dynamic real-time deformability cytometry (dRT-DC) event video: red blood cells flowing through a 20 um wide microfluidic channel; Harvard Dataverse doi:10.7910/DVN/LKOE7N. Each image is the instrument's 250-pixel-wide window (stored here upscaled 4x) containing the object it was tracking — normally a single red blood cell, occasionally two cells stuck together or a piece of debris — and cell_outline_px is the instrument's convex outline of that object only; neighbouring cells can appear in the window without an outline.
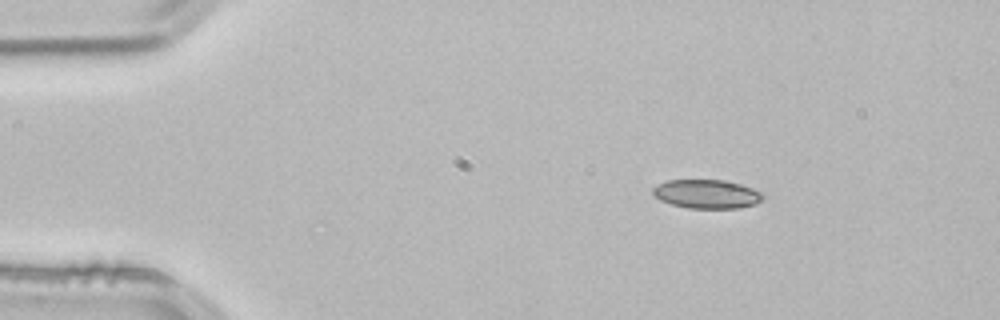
{"species": "common noctule bat (a hibernating species)", "species_latin": "Nyctalus noctula", "temperature_condition": "room temperature", "stored_images_in_passage": 46, "camera_frame_rate_fps": 3000, "um_per_image_px": 0.085, "animal": {"sex": "male", "body_mass_g": 21.5, "forearm_length_mm": 52.0}, "frame": {"image": 1, "passage_image": 1, "time_ms": 0.0, "image_size_px": [1000, 320], "cell_outline_px": [[764, 196], [756, 204], [740, 208], [688, 208], [672, 204], [660, 200], [652, 196], [652, 188], [656, 184], [668, 180], [720, 180], [740, 184], [764, 192]], "centroid_in_image_um": [60.05, 16.49], "position_along_channel_um": 24.9, "area_um2": 18.61}}
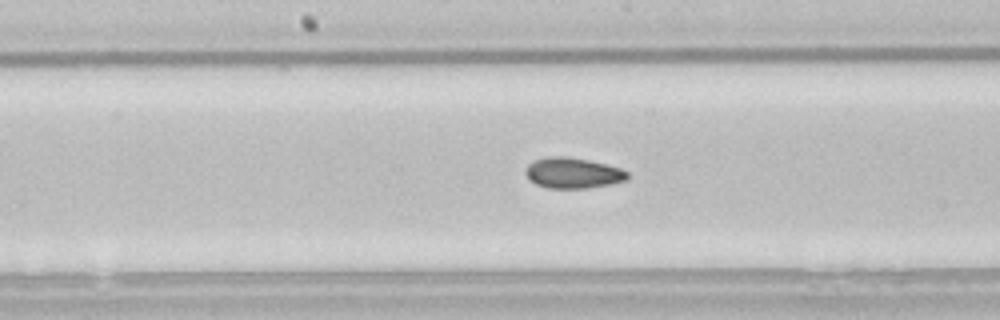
{"frame": {"image": 2, "passage_image": 20, "time_ms": 6.333, "image_size_px": [1000, 320], "cell_outline_px": [[628, 180], [588, 188], [548, 188], [536, 184], [528, 180], [524, 172], [528, 164], [532, 160], [548, 156], [568, 156], [588, 160], [620, 168], [628, 172]], "centroid_in_image_um": [48.64, 14.7], "position_along_channel_um": 199.6, "area_um2": 18.32}}
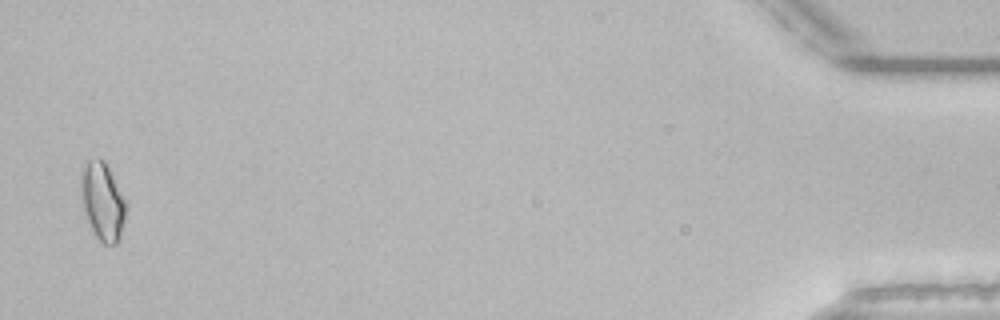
{"frame": {"image": 3, "passage_image": 45, "time_ms": 14.667, "image_size_px": [1000, 320], "cell_outline_px": [[128, 204], [120, 236], [116, 244], [104, 244], [92, 232], [84, 208], [84, 168], [88, 160], [96, 156], [104, 160]], "centroid_in_image_um": [8.79, 17.15], "position_along_channel_um": 426.4, "area_um2": 19.59}, "authors_computed_cell_mechanics": {"area_um2": 18.0336, "velocity_mm_per_s": 3.8324, "shape_relaxation_time_tau1_ms": 9.6992, "shape_relaxation_time_tau2_ms": 6.3252, "deformation_change_tau1": 0.147, "deformation_change_tau2": 0.0899}}